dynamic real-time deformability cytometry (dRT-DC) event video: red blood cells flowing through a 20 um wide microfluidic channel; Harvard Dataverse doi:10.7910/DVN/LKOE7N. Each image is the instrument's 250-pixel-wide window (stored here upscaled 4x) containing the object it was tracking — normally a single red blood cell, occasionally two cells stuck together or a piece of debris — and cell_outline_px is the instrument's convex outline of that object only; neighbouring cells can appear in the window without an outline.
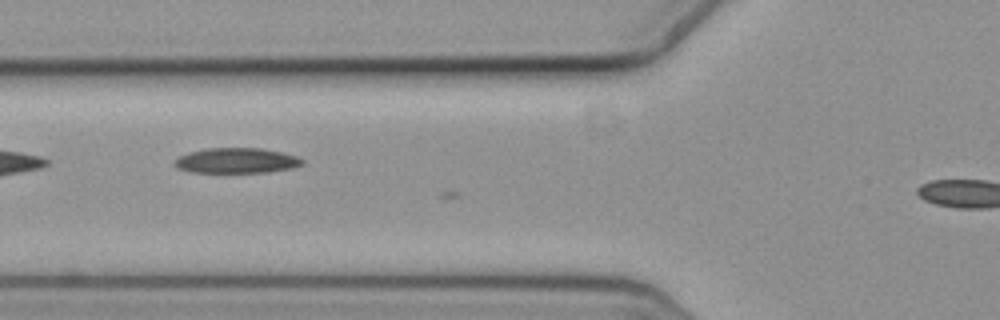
{"species": "common noctule bat (a hibernating species)", "species_latin": "Nyctalus noctula", "temperature_condition": "cold", "stored_images_in_passage": 8, "camera_frame_rate_fps": 3000, "um_per_image_px": 0.085, "animal": {"sex": "female", "body_mass_g": 19.3, "forearm_length_mm": 54.1}, "frame": {"image": 1, "passage_image": 7, "time_ms": 2.0, "image_size_px": [1000, 320], "cell_outline_px": [[304, 164], [292, 168], [268, 172], [192, 172], [176, 168], [172, 164], [172, 160], [188, 152], [208, 148], [260, 148], [280, 152], [296, 156], [304, 160]], "centroid_in_image_um": [20.06, 13.65], "position_along_channel_um": 105.7, "area_um2": 18.84}}